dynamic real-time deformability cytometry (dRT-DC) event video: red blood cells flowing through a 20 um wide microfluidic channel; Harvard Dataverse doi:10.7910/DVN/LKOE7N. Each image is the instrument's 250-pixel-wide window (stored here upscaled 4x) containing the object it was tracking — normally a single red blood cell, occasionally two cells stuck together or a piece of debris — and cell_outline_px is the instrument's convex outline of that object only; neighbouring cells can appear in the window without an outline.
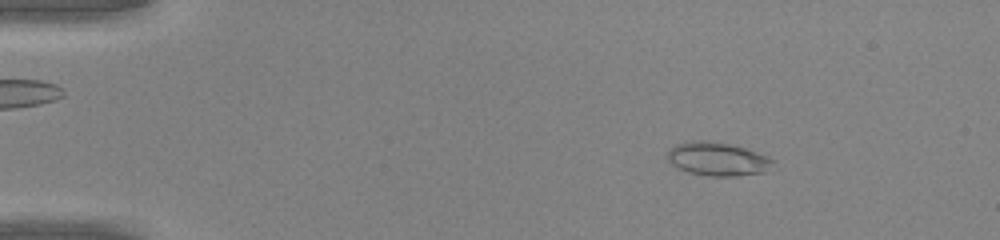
{"species": "common noctule bat (a hibernating species)", "species_latin": "Nyctalus noctula", "temperature_condition": "warm", "stored_images_in_passage": 46, "camera_frame_rate_fps": 3000, "um_per_image_px": 0.085, "animal": {"sex": "male", "body_mass_g": 20.0, "forearm_length_mm": 53.3}, "frame": {"image": 1, "passage_image": 7, "time_ms": 2.0, "image_size_px": [1000, 240], "cell_outline_px": [[772, 160], [764, 172], [736, 176], [708, 176], [688, 172], [676, 168], [668, 160], [668, 152], [676, 144], [692, 140], [704, 140], [728, 144], [744, 148], [768, 156]], "centroid_in_image_um": [60.93, 13.52], "position_along_channel_um": 24.1, "area_um2": 20.23}}
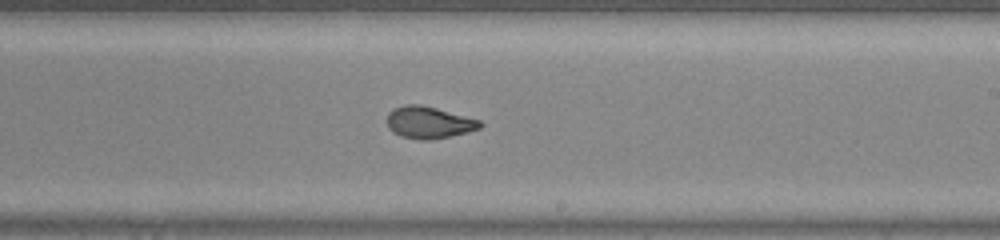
{"frame": {"image": 2, "passage_image": 28, "time_ms": 9.0, "image_size_px": [1000, 240], "cell_outline_px": [[484, 124], [480, 128], [432, 140], [420, 140], [400, 136], [392, 132], [388, 128], [388, 112], [392, 108], [404, 104], [420, 104], [436, 108], [480, 120]], "centroid_in_image_um": [36.41, 10.4], "position_along_channel_um": 252.6, "area_um2": 17.28}}
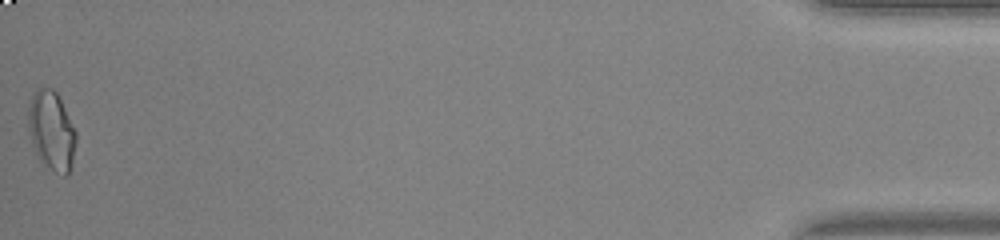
{"frame": {"image": 3, "passage_image": 46, "time_ms": 15.0, "image_size_px": [1000, 240], "cell_outline_px": [[76, 140], [72, 160], [68, 176], [64, 176], [56, 172], [40, 160], [36, 156], [28, 132], [28, 108], [32, 96], [36, 88], [52, 88], [56, 92], [76, 132]], "centroid_in_image_um": [4.35, 11.12], "position_along_channel_um": 430.8, "area_um2": 21.85}}